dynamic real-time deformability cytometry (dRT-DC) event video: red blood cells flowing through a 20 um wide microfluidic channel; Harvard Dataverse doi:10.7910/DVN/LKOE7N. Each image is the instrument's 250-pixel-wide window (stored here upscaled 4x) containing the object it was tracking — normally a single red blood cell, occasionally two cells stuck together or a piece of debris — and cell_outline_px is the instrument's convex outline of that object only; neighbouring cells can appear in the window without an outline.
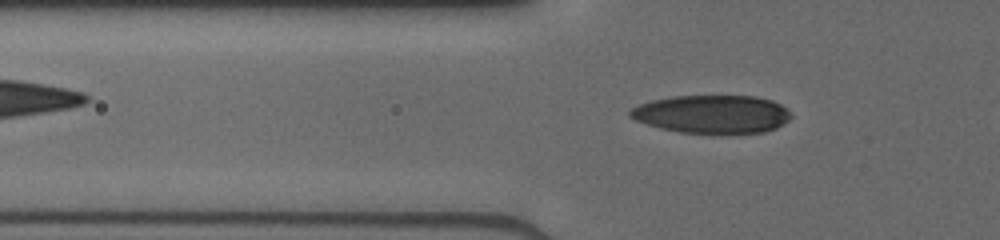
{"species": "human", "species_latin": "Homo sapiens", "temperature_condition": "cold", "stored_images_in_passage": 35, "camera_frame_rate_fps": 3000, "um_per_image_px": 0.085, "donor": {"sex": "male"}, "frame": {"image": 1, "passage_image": 6, "time_ms": 1.667, "image_size_px": [1000, 240], "cell_outline_px": [[792, 116], [788, 120], [776, 128], [764, 132], [680, 132], [660, 128], [636, 120], [628, 116], [628, 112], [632, 108], [640, 104], [652, 100], [672, 96], [752, 96], [772, 100], [780, 104], [792, 112]], "centroid_in_image_um": [60.53, 9.68], "position_along_channel_um": 65.3, "area_um2": 35.43}}
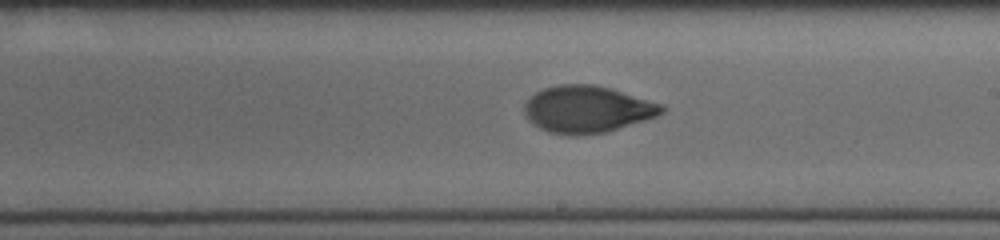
{"frame": {"image": 2, "passage_image": 19, "time_ms": 6.0, "image_size_px": [1000, 240], "cell_outline_px": [[664, 112], [656, 116], [644, 120], [604, 132], [580, 136], [568, 136], [548, 132], [532, 124], [528, 120], [524, 112], [524, 104], [536, 92], [544, 88], [560, 84], [592, 84], [608, 88], [660, 104], [664, 108]], "centroid_in_image_um": [49.83, 9.31], "position_along_channel_um": 239.2, "area_um2": 37.17}}
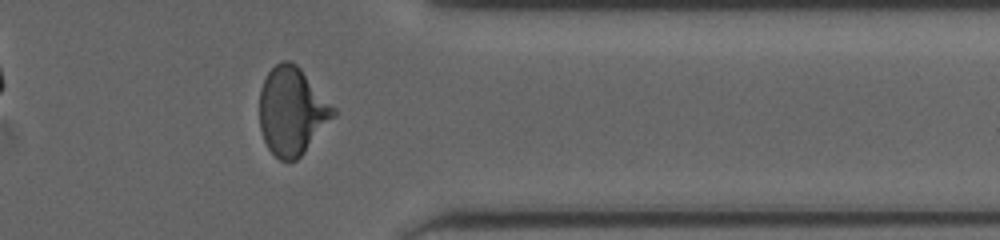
{"frame": {"image": 3, "passage_image": 30, "time_ms": 9.667, "image_size_px": [1000, 240], "cell_outline_px": [[336, 116], [304, 152], [296, 160], [280, 160], [268, 148], [264, 140], [260, 128], [260, 88], [268, 72], [280, 60], [288, 60], [296, 64], [300, 68], [336, 108]], "centroid_in_image_um": [24.83, 9.43], "position_along_channel_um": 386.6, "area_um2": 37.69}}